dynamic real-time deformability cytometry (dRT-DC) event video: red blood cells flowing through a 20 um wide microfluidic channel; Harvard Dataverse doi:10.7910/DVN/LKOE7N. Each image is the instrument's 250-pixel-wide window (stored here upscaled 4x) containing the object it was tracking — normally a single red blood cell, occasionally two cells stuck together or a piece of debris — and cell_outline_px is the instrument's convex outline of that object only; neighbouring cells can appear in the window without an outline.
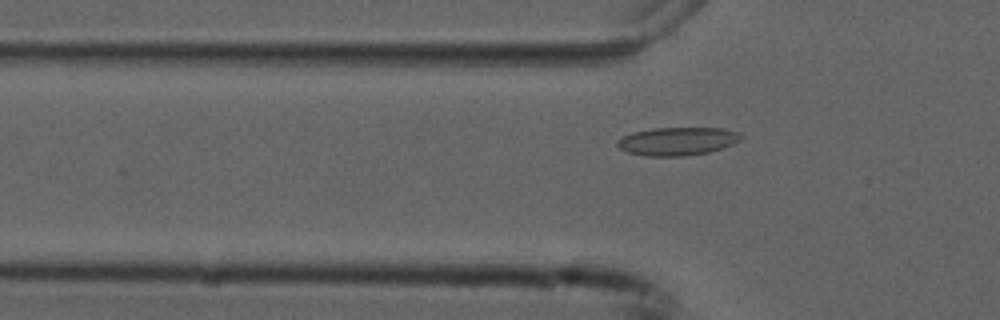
{"species": "common noctule bat (a hibernating species)", "species_latin": "Nyctalus noctula", "temperature_condition": "cold", "stored_images_in_passage": 31, "camera_frame_rate_fps": 3000, "um_per_image_px": 0.085, "animal": {"sex": "male", "forearm_length_mm": 52.5}, "frame": {"image": 1, "passage_image": 7, "time_ms": 2.0, "image_size_px": [1000, 320], "cell_outline_px": [[716, 148], [700, 152], [636, 152], [628, 136], [640, 132], [672, 128], [704, 128]], "centroid_in_image_um": [57.16, 11.96], "position_along_channel_um": 68.6, "area_um2": 12.72}}
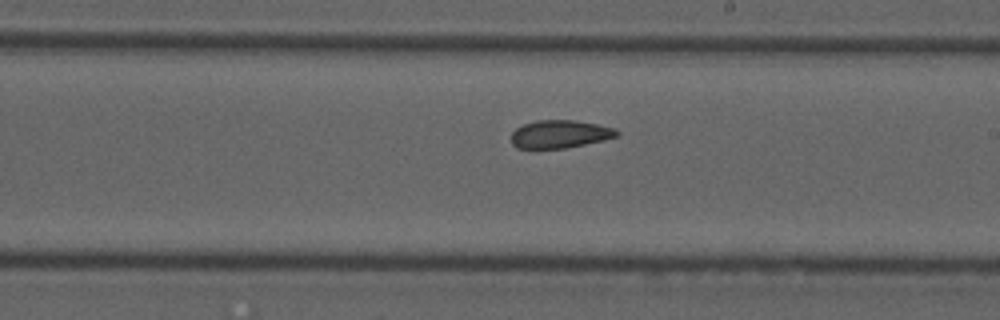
{"frame": {"image": 2, "passage_image": 21, "time_ms": 6.667, "image_size_px": [1000, 320], "cell_outline_px": [[616, 132], [612, 136], [580, 144], [556, 148], [520, 148], [512, 140], [512, 136], [520, 128], [528, 124], [552, 120], [560, 120], [588, 124], [608, 128]], "centroid_in_image_um": [47.47, 11.42], "position_along_channel_um": 241.5, "area_um2": 14.97}}
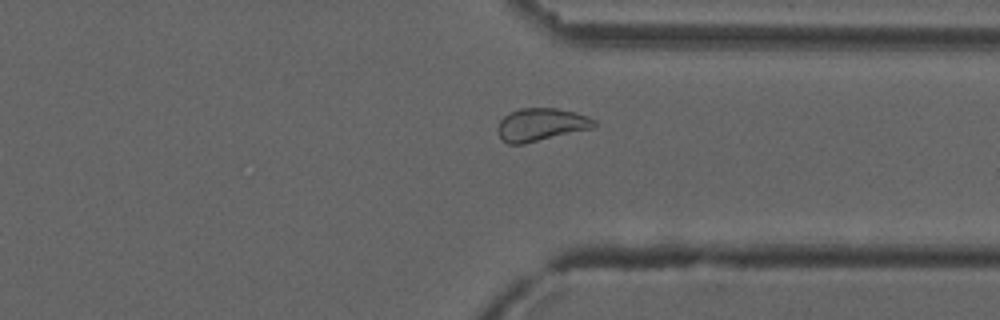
{"frame": {"image": 3, "passage_image": 31, "time_ms": 10.0, "image_size_px": [1000, 320], "cell_outline_px": [[580, 116], [576, 128], [532, 140], [504, 140], [500, 128], [500, 124], [508, 116], [516, 112], [532, 108], [544, 108], [568, 112]], "centroid_in_image_um": [45.66, 10.53], "position_along_channel_um": 365.7, "area_um2": 13.76}, "authors_computed_cell_mechanics": {"area_um2": 14.5656, "velocity_mm_per_s": 3.7124, "shape_relaxation_time_tau1_ms": null, "shape_relaxation_time_tau2_ms": 4.7853, "deformation_change_tau1": null, "deformation_change_tau2": 0.1147}}